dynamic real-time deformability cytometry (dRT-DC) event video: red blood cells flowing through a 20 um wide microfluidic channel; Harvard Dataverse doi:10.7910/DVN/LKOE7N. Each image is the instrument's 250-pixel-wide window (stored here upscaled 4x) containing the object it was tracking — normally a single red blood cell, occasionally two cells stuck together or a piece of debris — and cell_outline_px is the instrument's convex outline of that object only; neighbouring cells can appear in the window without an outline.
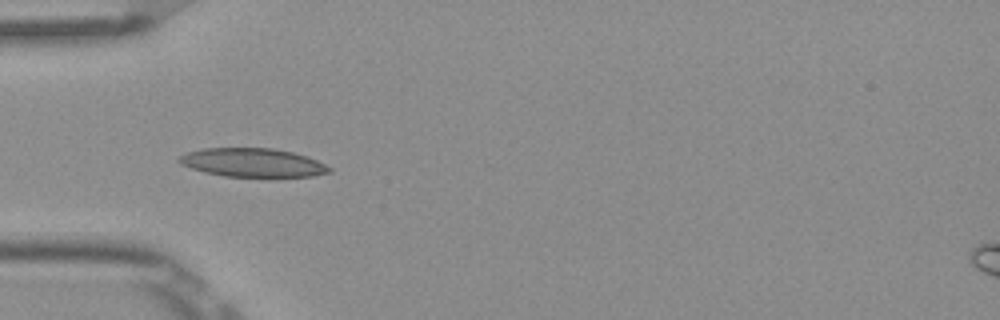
{"species": "Egyptian fruit bat (a non-hibernating species)", "species_latin": "Rousettus aegyptiacus", "temperature_condition": "room temperature", "stored_images_in_passage": 6, "camera_frame_rate_fps": 3000, "um_per_image_px": 0.085, "frame": {"image": 1, "passage_image": 5, "time_ms": 1.333, "image_size_px": [1000, 320], "cell_outline_px": [[332, 172], [312, 176], [268, 180], [224, 176], [204, 172], [180, 164], [176, 160], [180, 156], [188, 152], [204, 148], [272, 148], [292, 152], [308, 156], [332, 168]], "centroid_in_image_um": [21.54, 13.88], "position_along_channel_um": 63.5, "area_um2": 26.18}}
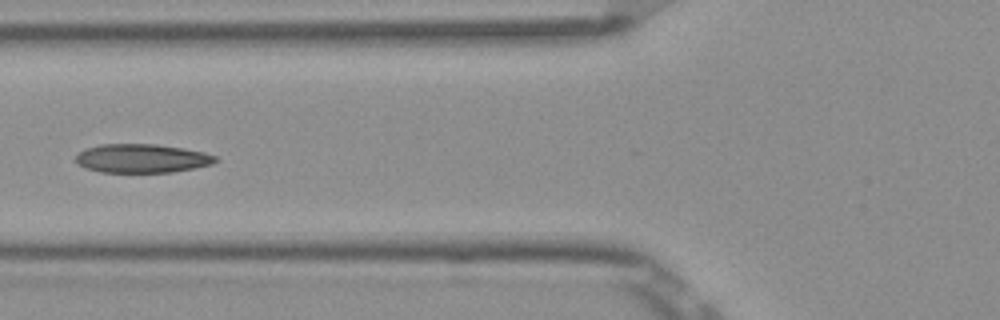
{"frame": {"image": 2, "passage_image": 6, "time_ms": 1.667, "image_size_px": [1000, 320], "cell_outline_px": [[220, 160], [212, 164], [172, 172], [100, 172], [76, 164], [76, 156], [84, 148], [100, 144], [156, 144], [184, 148], [204, 152], [216, 156]], "centroid_in_image_um": [12.06, 13.45], "position_along_channel_um": 113.7, "area_um2": 23.47}}